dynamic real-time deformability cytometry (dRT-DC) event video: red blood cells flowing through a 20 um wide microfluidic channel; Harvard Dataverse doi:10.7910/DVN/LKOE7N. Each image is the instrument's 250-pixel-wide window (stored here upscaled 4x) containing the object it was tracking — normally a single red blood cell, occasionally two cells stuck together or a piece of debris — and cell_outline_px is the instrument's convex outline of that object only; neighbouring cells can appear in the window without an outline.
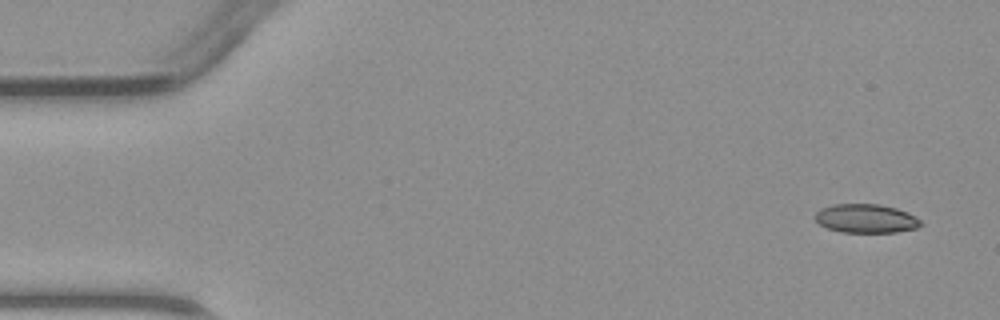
{"species": "common noctule bat (a hibernating species)", "species_latin": "Nyctalus noctula", "temperature_condition": "warm", "stored_images_in_passage": 4, "camera_frame_rate_fps": 3000, "um_per_image_px": 0.085, "animal": {"sex": "male", "body_mass_g": 23.1, "forearm_length_mm": 52.7}, "frame": {"image": 1, "passage_image": 1, "time_ms": 0.0, "image_size_px": [1000, 320], "cell_outline_px": [[924, 224], [916, 228], [896, 232], [840, 232], [828, 228], [820, 224], [816, 220], [816, 212], [820, 208], [832, 204], [880, 204], [896, 208], [908, 212], [920, 220]], "centroid_in_image_um": [73.62, 18.57], "position_along_channel_um": 11.4, "area_um2": 17.74}}
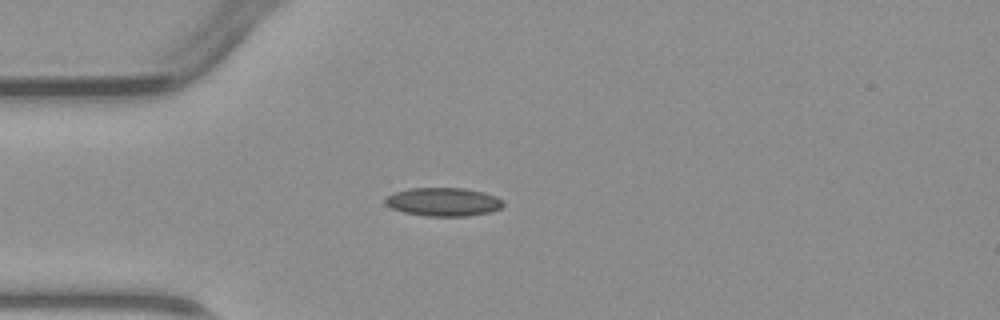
{"frame": {"image": 2, "passage_image": 4, "time_ms": 3.333, "image_size_px": [1000, 320], "cell_outline_px": [[504, 204], [500, 208], [492, 212], [468, 216], [424, 216], [404, 212], [392, 208], [384, 204], [384, 200], [388, 196], [396, 192], [408, 188], [464, 188], [484, 192], [496, 196], [504, 200]], "centroid_in_image_um": [37.71, 17.16], "position_along_channel_um": 47.3, "area_um2": 19.71}}